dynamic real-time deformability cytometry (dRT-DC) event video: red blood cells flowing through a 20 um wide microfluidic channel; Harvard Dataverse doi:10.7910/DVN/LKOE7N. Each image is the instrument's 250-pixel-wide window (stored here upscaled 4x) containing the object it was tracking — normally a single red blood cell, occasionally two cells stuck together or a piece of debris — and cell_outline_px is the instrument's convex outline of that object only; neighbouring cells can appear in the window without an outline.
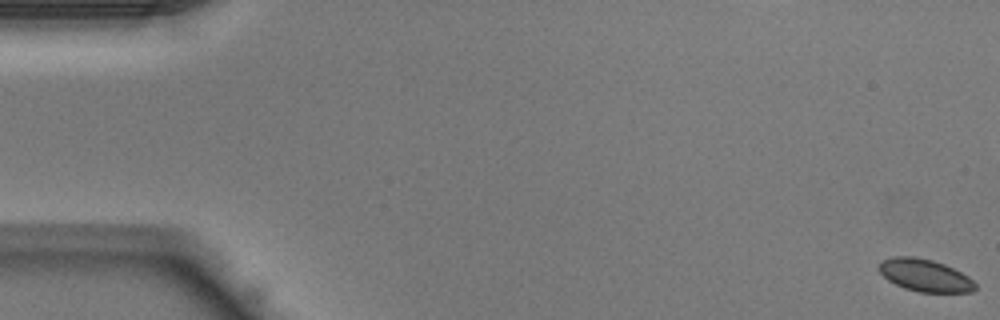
{"species": "Egyptian fruit bat (a non-hibernating species)", "species_latin": "Rousettus aegyptiacus", "temperature_condition": "warm", "stored_images_in_passage": 13, "camera_frame_rate_fps": 3000, "um_per_image_px": 0.085, "animal": {"sex": "male"}, "frame": {"image": 1, "passage_image": 1, "time_ms": 0.0, "image_size_px": [1000, 320], "cell_outline_px": [[976, 288], [972, 292], [920, 292], [904, 288], [888, 280], [880, 272], [880, 264], [884, 260], [896, 256], [916, 256], [932, 260], [944, 264], [968, 276], [976, 284]], "centroid_in_image_um": [78.64, 23.41], "position_along_channel_um": 6.4, "area_um2": 17.92}}